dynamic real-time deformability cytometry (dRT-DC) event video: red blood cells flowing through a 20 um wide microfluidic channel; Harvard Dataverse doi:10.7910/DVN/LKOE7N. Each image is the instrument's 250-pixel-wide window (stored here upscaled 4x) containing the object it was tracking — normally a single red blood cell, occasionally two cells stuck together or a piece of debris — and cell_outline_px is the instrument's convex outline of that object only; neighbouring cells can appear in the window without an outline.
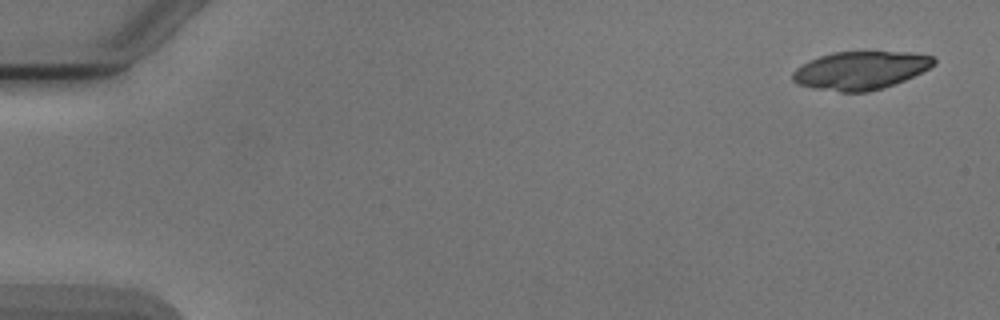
{"species": "Egyptian fruit bat (a non-hibernating species)", "species_latin": "Rousettus aegyptiacus", "temperature_condition": "cold", "stored_images_in_passage": 5, "camera_frame_rate_fps": 3000, "um_per_image_px": 0.085, "animal": {"sex": "male"}, "frame": {"image": 1, "passage_image": 1, "time_ms": 0.0, "image_size_px": [1000, 320], "cell_outline_px": [[936, 64], [904, 80], [884, 88], [868, 92], [840, 92], [812, 88], [796, 84], [792, 80], [792, 72], [796, 68], [820, 56], [832, 52], [908, 52], [932, 56], [936, 60]], "centroid_in_image_um": [73.12, 5.99], "position_along_channel_um": 11.9, "area_um2": 31.27}}